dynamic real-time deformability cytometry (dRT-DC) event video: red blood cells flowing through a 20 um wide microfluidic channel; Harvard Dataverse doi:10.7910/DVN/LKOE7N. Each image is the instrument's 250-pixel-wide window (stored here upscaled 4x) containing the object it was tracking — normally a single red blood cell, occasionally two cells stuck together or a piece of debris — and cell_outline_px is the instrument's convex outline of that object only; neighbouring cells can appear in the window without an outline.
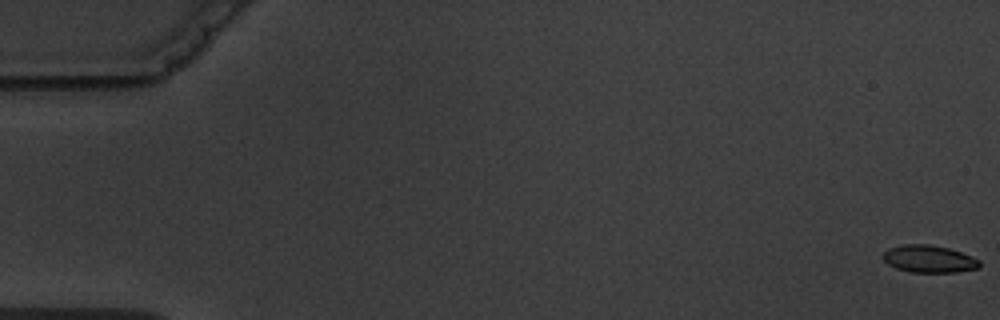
{"species": "common noctule bat (a hibernating species)", "species_latin": "Nyctalus noctula", "temperature_condition": "warm", "stored_images_in_passage": 7, "camera_frame_rate_fps": 3000, "um_per_image_px": 0.085, "animal": {"sex": "male", "body_mass_g": 19.5, "forearm_length_mm": 54.6}, "frame": {"image": 1, "passage_image": 1, "time_ms": 0.0, "image_size_px": [1000, 320], "cell_outline_px": [[980, 268], [956, 272], [912, 272], [896, 268], [888, 264], [884, 260], [884, 252], [888, 248], [904, 244], [928, 244], [948, 248], [972, 256], [980, 260]], "centroid_in_image_um": [78.98, 22.01], "position_along_channel_um": 6.0, "area_um2": 15.32}}
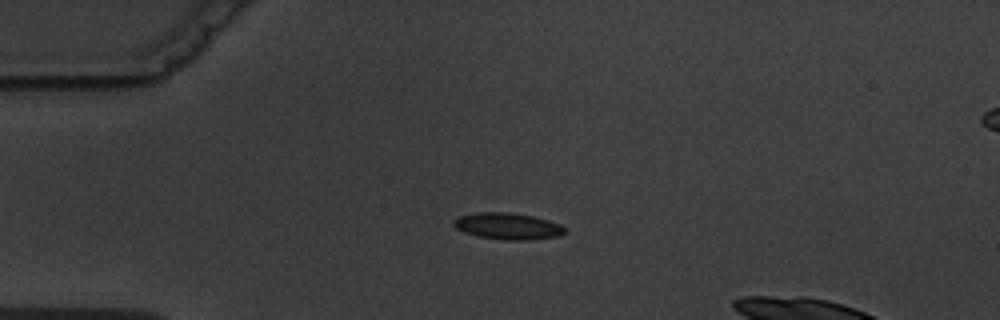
{"frame": {"image": 2, "passage_image": 5, "time_ms": 4.667, "image_size_px": [1000, 320], "cell_outline_px": [[564, 232], [560, 236], [528, 240], [504, 240], [476, 236], [464, 232], [456, 228], [452, 224], [452, 220], [460, 216], [476, 212], [508, 212], [532, 216], [548, 220], [560, 224], [564, 228]], "centroid_in_image_um": [43.12, 19.22], "position_along_channel_um": 41.9, "area_um2": 17.22}}